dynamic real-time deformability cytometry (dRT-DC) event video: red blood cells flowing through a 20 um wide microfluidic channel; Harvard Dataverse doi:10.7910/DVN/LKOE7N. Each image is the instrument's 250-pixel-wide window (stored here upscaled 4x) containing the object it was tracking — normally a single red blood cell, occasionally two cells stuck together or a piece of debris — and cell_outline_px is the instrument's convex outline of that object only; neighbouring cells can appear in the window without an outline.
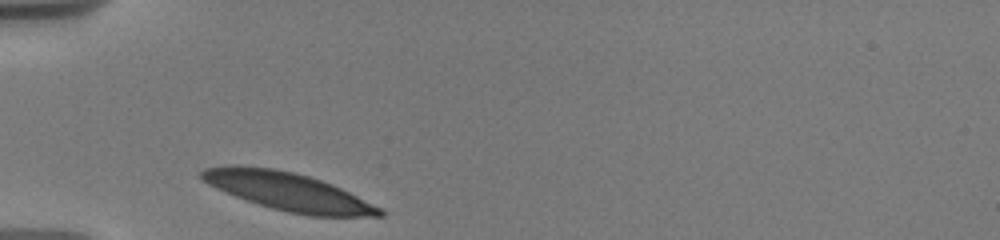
{"species": "human", "species_latin": "Homo sapiens", "temperature_condition": "warm", "stored_images_in_passage": 2, "camera_frame_rate_fps": 3000, "um_per_image_px": 0.085, "donor": {"sex": "male"}, "frame": {"image": 1, "passage_image": 1, "time_ms": 0.0, "image_size_px": [1000, 240], "cell_outline_px": [[384, 216], [308, 216], [288, 212], [272, 208], [236, 196], [216, 188], [208, 184], [200, 176], [200, 172], [204, 168], [232, 164], [236, 164], [272, 168], [292, 172], [308, 176], [332, 184], [384, 208]], "centroid_in_image_um": [24.51, 16.27], "position_along_channel_um": 60.5, "area_um2": 39.3}}